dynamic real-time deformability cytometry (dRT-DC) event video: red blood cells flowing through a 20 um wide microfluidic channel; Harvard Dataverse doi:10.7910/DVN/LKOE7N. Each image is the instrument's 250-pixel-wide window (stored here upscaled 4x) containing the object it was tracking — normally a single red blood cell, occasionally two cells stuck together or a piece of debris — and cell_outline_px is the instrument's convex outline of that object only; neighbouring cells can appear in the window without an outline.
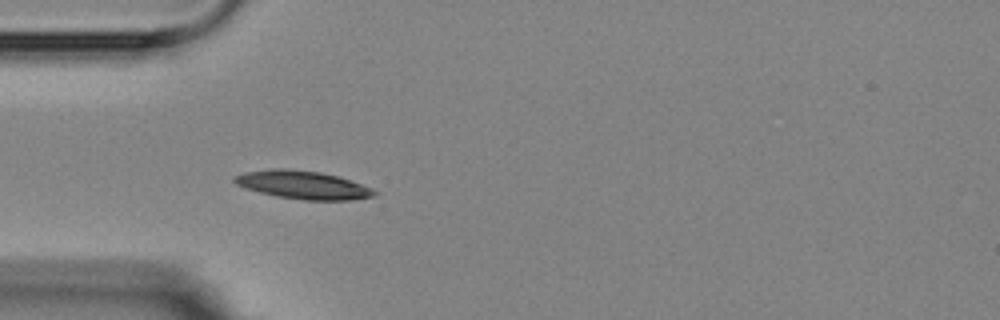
{"species": "Egyptian fruit bat (a non-hibernating species)", "species_latin": "Rousettus aegyptiacus", "temperature_condition": "room temperature", "stored_images_in_passage": 3, "camera_frame_rate_fps": 3000, "um_per_image_px": 0.085, "animal": {"sex": "female"}, "frame": {"image": 1, "passage_image": 3, "time_ms": 2.333, "image_size_px": [1000, 320], "cell_outline_px": [[380, 192], [372, 196], [352, 200], [304, 200], [276, 196], [260, 192], [236, 184], [232, 180], [236, 176], [244, 172], [276, 168], [284, 168], [320, 172], [336, 176], [372, 188]], "centroid_in_image_um": [25.76, 15.72], "position_along_channel_um": 59.2, "area_um2": 22.66}}